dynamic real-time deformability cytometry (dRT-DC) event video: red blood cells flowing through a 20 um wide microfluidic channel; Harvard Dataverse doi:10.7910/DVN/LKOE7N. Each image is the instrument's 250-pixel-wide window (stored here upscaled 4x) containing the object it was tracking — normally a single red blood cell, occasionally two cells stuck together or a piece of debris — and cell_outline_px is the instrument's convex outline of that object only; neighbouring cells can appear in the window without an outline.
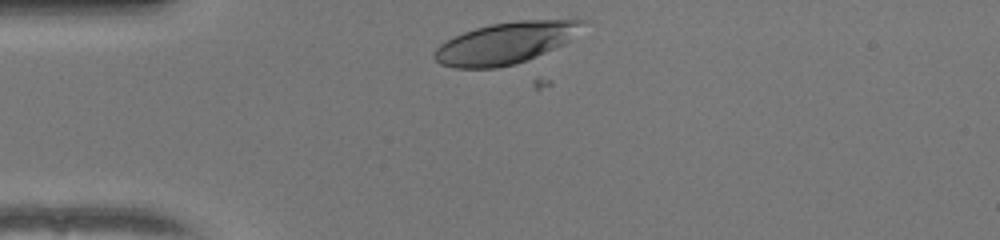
{"species": "human", "species_latin": "Homo sapiens", "temperature_condition": "warm", "stored_images_in_passage": 30, "camera_frame_rate_fps": 3000, "um_per_image_px": 0.085, "donor": {"sex": "female"}, "frame": {"image": 1, "passage_image": 1, "time_ms": 0.0, "image_size_px": [1000, 240], "cell_outline_px": [[592, 20], [564, 44], [536, 56], [516, 64], [496, 68], [456, 68], [440, 64], [432, 56], [432, 52], [444, 40], [464, 32], [476, 28], [492, 24], [520, 20]], "centroid_in_image_um": [42.96, 3.66], "position_along_channel_um": 42.0, "area_um2": 35.89}}
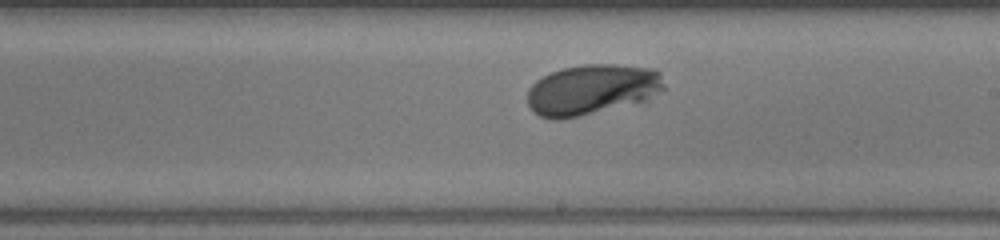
{"frame": {"image": 2, "passage_image": 18, "time_ms": 5.667, "image_size_px": [1000, 240], "cell_outline_px": [[664, 88], [648, 100], [636, 104], [580, 116], [560, 120], [552, 120], [540, 116], [532, 112], [528, 104], [528, 88], [536, 80], [560, 68], [584, 64], [616, 64], [656, 68], [660, 72], [664, 84]], "centroid_in_image_um": [50.33, 7.62], "position_along_channel_um": 238.7, "area_um2": 40.86}}
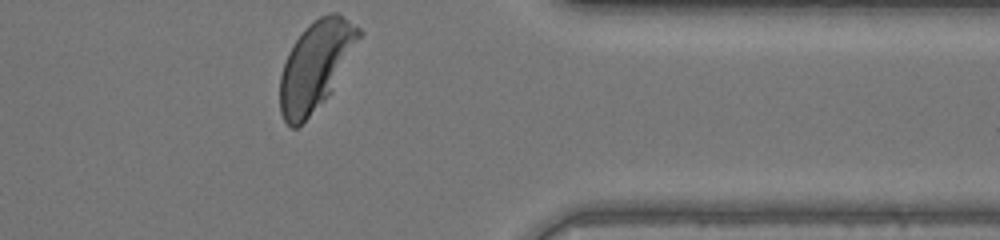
{"frame": {"image": 3, "passage_image": 30, "time_ms": 9.667, "image_size_px": [1000, 240], "cell_outline_px": [[364, 32], [332, 92], [296, 128], [292, 128], [284, 120], [280, 112], [280, 76], [288, 52], [292, 44], [304, 28], [308, 24], [320, 16], [328, 12], [336, 12], [360, 28]], "centroid_in_image_um": [26.84, 5.53], "position_along_channel_um": 384.6, "area_um2": 40.63}, "authors_computed_cell_mechanics": {"area_um2": 40.1999, "velocity_mm_per_s": 3.9914, "shape_relaxation_time_tau1_ms": 2.0316, "shape_relaxation_time_tau2_ms": null, "deformation_change_tau1": 0.1651, "deformation_change_tau2": null}}